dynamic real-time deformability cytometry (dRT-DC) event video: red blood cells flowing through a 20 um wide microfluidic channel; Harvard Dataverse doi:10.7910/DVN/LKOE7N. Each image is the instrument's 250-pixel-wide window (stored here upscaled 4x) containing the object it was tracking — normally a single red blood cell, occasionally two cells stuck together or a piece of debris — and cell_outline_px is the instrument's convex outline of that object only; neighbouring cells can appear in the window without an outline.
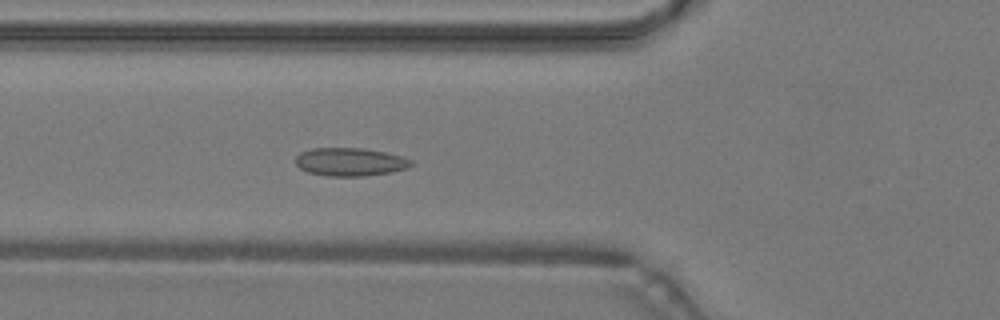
{"species": "common noctule bat (a hibernating species)", "species_latin": "Nyctalus noctula", "temperature_condition": "warm", "stored_images_in_passage": 39, "camera_frame_rate_fps": 3000, "um_per_image_px": 0.085, "animal": {"sex": "male", "body_mass_g": 19.2, "forearm_length_mm": 51.8}, "frame": {"image": 1, "passage_image": 11, "time_ms": 3.333, "image_size_px": [1000, 320], "cell_outline_px": [[412, 164], [408, 168], [392, 172], [364, 176], [328, 176], [308, 172], [300, 168], [296, 164], [296, 156], [300, 152], [312, 148], [360, 148], [384, 152], [400, 156], [412, 160]], "centroid_in_image_um": [29.74, 13.76], "position_along_channel_um": 96.1, "area_um2": 18.9}}
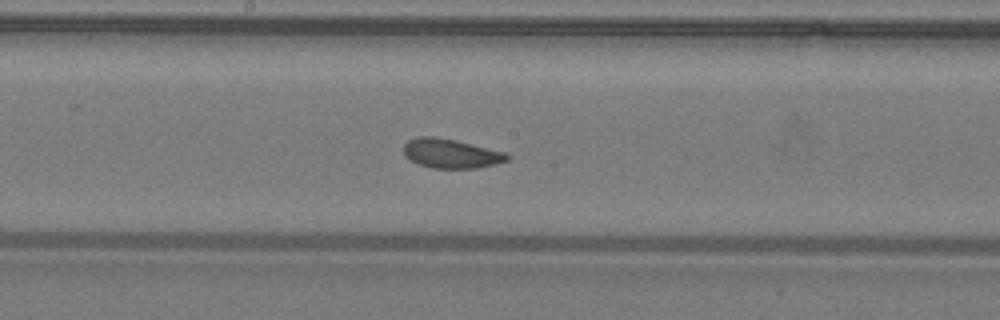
{"frame": {"image": 2, "passage_image": 19, "time_ms": 6.0, "image_size_px": [1000, 320], "cell_outline_px": [[512, 156], [508, 160], [496, 164], [476, 168], [432, 168], [420, 164], [412, 160], [404, 152], [404, 144], [408, 140], [416, 136], [432, 136], [456, 140], [504, 152]], "centroid_in_image_um": [38.35, 13.04], "position_along_channel_um": 209.8, "area_um2": 17.51}}
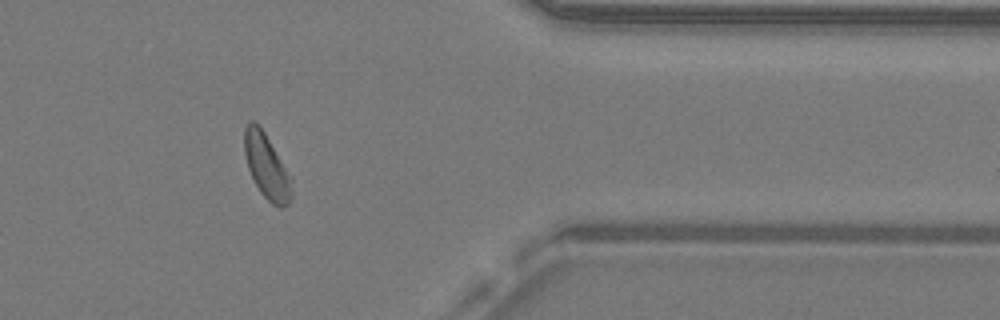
{"frame": {"image": 3, "passage_image": 33, "time_ms": 10.667, "image_size_px": [1000, 320], "cell_outline_px": [[292, 196], [288, 204], [280, 208], [272, 204], [260, 192], [248, 168], [244, 152], [244, 128], [248, 120], [252, 120], [264, 132], [292, 176]], "centroid_in_image_um": [22.68, 14.15], "position_along_channel_um": 388.7, "area_um2": 17.86}, "authors_computed_cell_mechanics": {"area_um2": 17.8602, "velocity_mm_per_s": 4.2511, "shape_relaxation_time_tau1_ms": 10.1524, "shape_relaxation_time_tau2_ms": 1.4259, "deformation_change_tau1": 0.1372, "deformation_change_tau2": 0.0628}}